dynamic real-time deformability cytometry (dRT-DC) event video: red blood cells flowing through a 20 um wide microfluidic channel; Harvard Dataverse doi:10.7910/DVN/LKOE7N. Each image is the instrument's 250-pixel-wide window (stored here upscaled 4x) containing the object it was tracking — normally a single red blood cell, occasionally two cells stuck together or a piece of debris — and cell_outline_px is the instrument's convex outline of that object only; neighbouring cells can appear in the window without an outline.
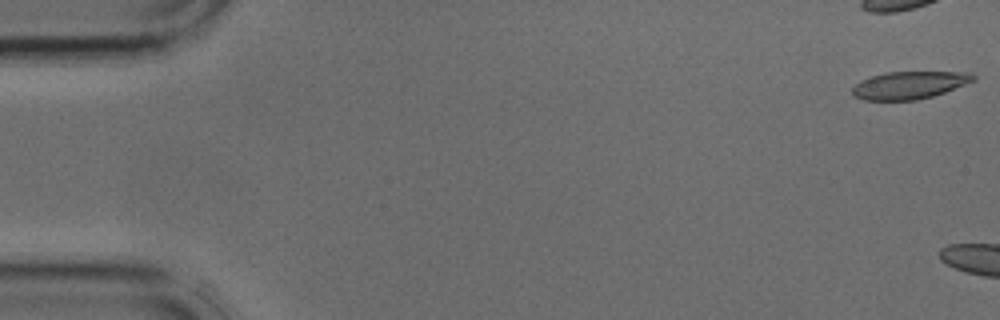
{"species": "common noctule bat (a hibernating species)", "species_latin": "Nyctalus noctula", "temperature_condition": "cold", "stored_images_in_passage": 3, "camera_frame_rate_fps": 3000, "um_per_image_px": 0.085, "animal": {"sex": "male", "body_mass_g": 17.9, "forearm_length_mm": 54.2}, "frame": {"image": 1, "passage_image": 1, "time_ms": 0.0, "image_size_px": [1000, 320], "cell_outline_px": [[976, 80], [944, 92], [932, 96], [916, 100], [864, 100], [852, 96], [852, 88], [860, 80], [884, 72], [972, 72], [976, 76]], "centroid_in_image_um": [77.28, 7.23], "position_along_channel_um": 7.7, "area_um2": 19.48}}